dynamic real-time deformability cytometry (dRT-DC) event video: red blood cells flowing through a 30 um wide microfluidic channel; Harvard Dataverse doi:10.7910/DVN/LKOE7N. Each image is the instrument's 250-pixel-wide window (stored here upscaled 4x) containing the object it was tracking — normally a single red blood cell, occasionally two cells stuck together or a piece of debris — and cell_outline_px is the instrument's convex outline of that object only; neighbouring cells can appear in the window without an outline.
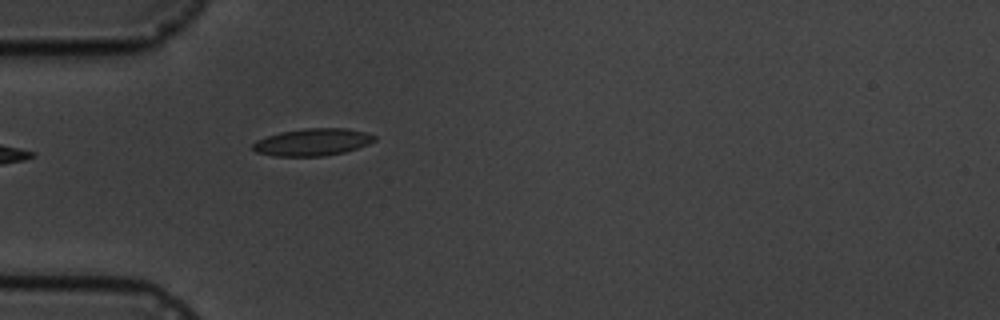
{"species": "common noctule bat (a hibernating species)", "species_latin": "Nyctalus noctula", "temperature_condition": "cold", "stored_images_in_passage": 6, "camera_frame_rate_fps": 3000, "um_per_image_px": 0.085, "animal": {"sex": "male", "body_mass_g": 19.5, "forearm_length_mm": 54.6}, "frame": {"image": 1, "passage_image": 6, "time_ms": 5.667, "image_size_px": [1000, 320], "cell_outline_px": [[376, 140], [368, 144], [344, 152], [324, 156], [272, 156], [256, 152], [252, 148], [252, 144], [256, 140], [280, 132], [304, 128], [348, 128], [364, 132], [376, 136]], "centroid_in_image_um": [26.55, 12.08], "position_along_channel_um": 58.5, "area_um2": 19.31}}